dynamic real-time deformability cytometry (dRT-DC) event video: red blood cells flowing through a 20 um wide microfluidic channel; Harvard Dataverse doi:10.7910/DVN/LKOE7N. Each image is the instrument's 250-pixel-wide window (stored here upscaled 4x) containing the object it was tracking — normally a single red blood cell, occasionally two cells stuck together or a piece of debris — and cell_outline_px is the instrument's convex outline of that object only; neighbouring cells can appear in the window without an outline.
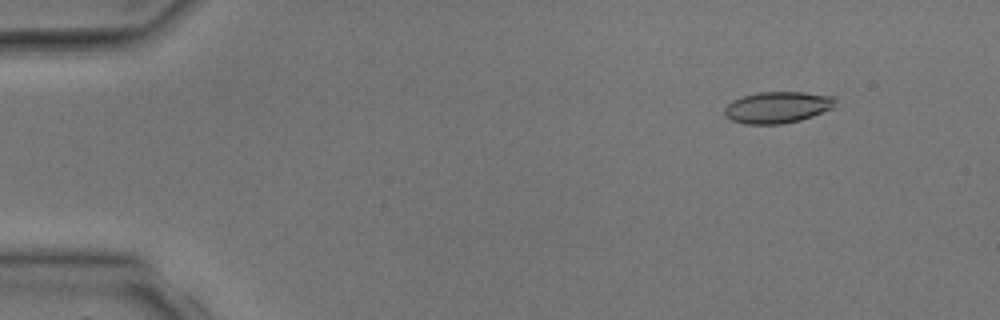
{"species": "common noctule bat (a hibernating species)", "species_latin": "Nyctalus noctula", "temperature_condition": "room temperature", "stored_images_in_passage": 4, "segment_of_instrument_passage": [1, 2], "camera_frame_rate_fps": 3000, "um_per_image_px": 0.085, "animal": {"sex": "male", "body_mass_g": 17.9, "forearm_length_mm": 54.2}, "frame": {"image": 1, "passage_image": 1, "time_ms": 0.0, "image_size_px": [1000, 320], "cell_outline_px": [[836, 100], [832, 108], [812, 116], [800, 120], [780, 124], [744, 124], [732, 120], [724, 112], [724, 108], [732, 100], [744, 96], [760, 92], [804, 92], [832, 96]], "centroid_in_image_um": [66.08, 9.12], "position_along_channel_um": 18.9, "area_um2": 20.11}}
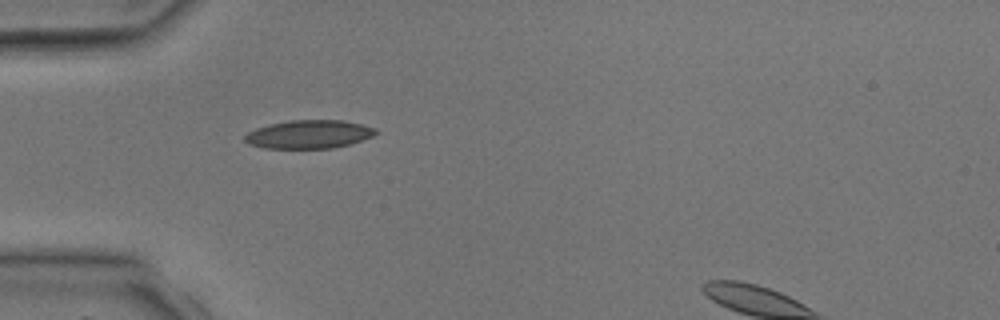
{"frame": {"image": 2, "passage_image": 3, "time_ms": 2.667, "image_size_px": [1000, 320], "cell_outline_px": [[380, 132], [372, 136], [348, 144], [332, 148], [264, 148], [248, 144], [244, 140], [244, 136], [248, 132], [256, 128], [272, 124], [292, 120], [344, 120], [376, 128]], "centroid_in_image_um": [26.26, 11.41], "position_along_channel_um": 58.7, "area_um2": 21.5}}